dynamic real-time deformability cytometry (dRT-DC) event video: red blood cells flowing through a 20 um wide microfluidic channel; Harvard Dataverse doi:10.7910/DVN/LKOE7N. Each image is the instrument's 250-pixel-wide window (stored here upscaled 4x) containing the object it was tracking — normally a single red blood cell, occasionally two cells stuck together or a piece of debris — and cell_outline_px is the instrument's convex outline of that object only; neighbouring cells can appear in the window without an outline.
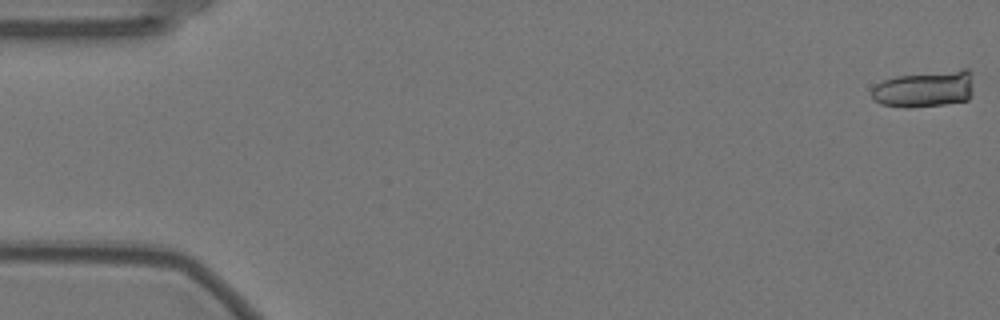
{"species": "Egyptian fruit bat (a non-hibernating species)", "species_latin": "Rousettus aegyptiacus", "temperature_condition": "warm", "stored_images_in_passage": 58, "camera_frame_rate_fps": 3000, "um_per_image_px": 0.085, "animal": {"sex": "female"}, "frame": {"image": 1, "passage_image": 1, "time_ms": 0.0, "image_size_px": [1000, 320], "cell_outline_px": [[972, 92], [968, 100], [944, 104], [912, 108], [904, 108], [880, 104], [872, 100], [872, 88], [876, 84], [884, 80], [896, 76], [964, 68], [968, 68], [972, 72]], "centroid_in_image_um": [78.6, 7.56], "position_along_channel_um": 6.4, "area_um2": 22.14}}
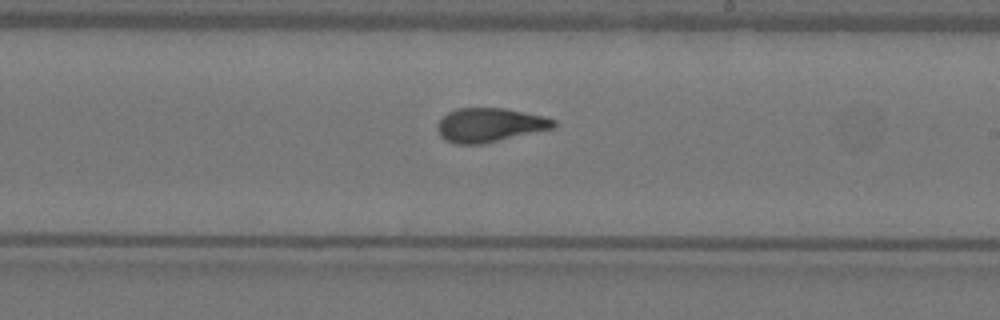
{"frame": {"image": 2, "passage_image": 34, "time_ms": 11.0, "image_size_px": [1000, 320], "cell_outline_px": [[556, 128], [480, 144], [456, 144], [444, 140], [440, 136], [436, 128], [436, 124], [448, 112], [456, 108], [504, 108], [544, 116], [556, 120]], "centroid_in_image_um": [41.61, 10.62], "position_along_channel_um": 247.4, "area_um2": 23.12}}
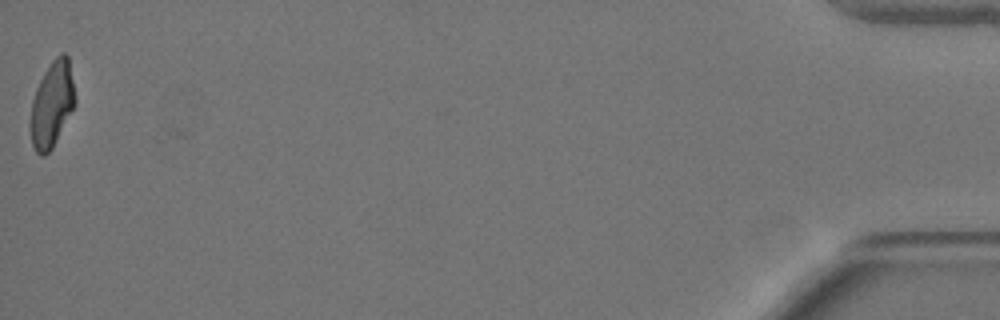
{"frame": {"image": 3, "passage_image": 58, "time_ms": 19.0, "image_size_px": [1000, 320], "cell_outline_px": [[76, 104], [52, 148], [44, 156], [40, 156], [36, 152], [32, 144], [32, 100], [36, 88], [44, 72], [52, 60], [60, 52], [64, 52], [68, 56], [76, 96]], "centroid_in_image_um": [4.46, 8.83], "position_along_channel_um": 430.7, "area_um2": 22.02}, "authors_computed_cell_mechanics": {"area_um2": 22.9466, "velocity_mm_per_s": 3.5256, "shape_relaxation_time_tau1_ms": 7.1394, "shape_relaxation_time_tau2_ms": 1.4338, "deformation_change_tau1": 0.2173, "deformation_change_tau2": 0.07}}